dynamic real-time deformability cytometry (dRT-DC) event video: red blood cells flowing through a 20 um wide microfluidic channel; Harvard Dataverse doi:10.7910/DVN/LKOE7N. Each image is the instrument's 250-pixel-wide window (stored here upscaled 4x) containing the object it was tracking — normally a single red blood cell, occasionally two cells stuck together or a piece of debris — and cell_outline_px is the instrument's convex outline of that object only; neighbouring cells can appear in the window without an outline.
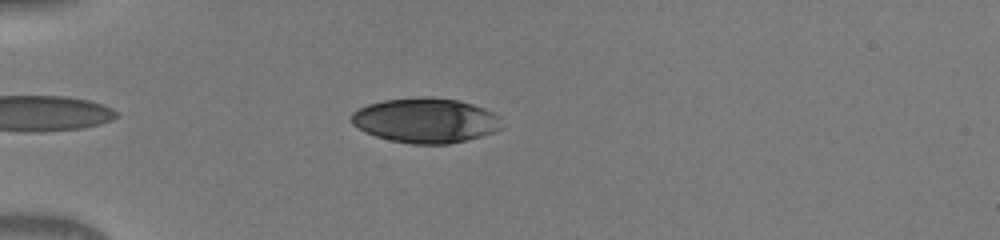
{"species": "human", "species_latin": "Homo sapiens", "temperature_condition": "warm", "stored_images_in_passage": 34, "camera_frame_rate_fps": 3000, "um_per_image_px": 0.085, "donor": {"sex": "male"}, "frame": {"image": 1, "passage_image": 3, "time_ms": 0.667, "image_size_px": [1000, 240], "cell_outline_px": [[504, 128], [496, 132], [468, 140], [448, 144], [412, 144], [392, 140], [376, 136], [364, 132], [352, 124], [352, 112], [368, 104], [384, 100], [416, 96], [428, 96], [460, 100], [496, 112], [500, 116]], "centroid_in_image_um": [36.24, 10.23], "position_along_channel_um": 48.8, "area_um2": 39.88}}
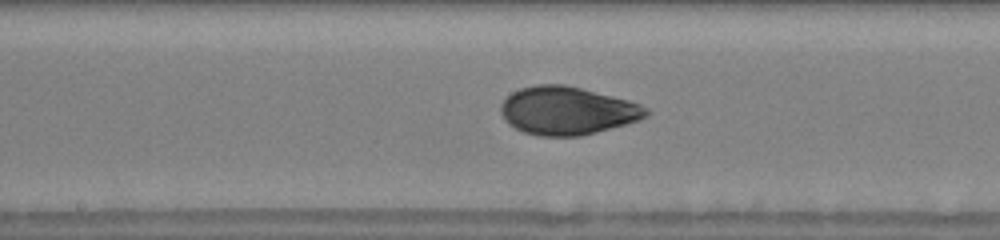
{"frame": {"image": 2, "passage_image": 16, "time_ms": 5.0, "image_size_px": [1000, 240], "cell_outline_px": [[648, 116], [640, 120], [580, 136], [540, 136], [524, 132], [508, 124], [504, 120], [500, 112], [500, 104], [512, 92], [520, 88], [536, 84], [564, 84], [628, 100], [640, 104], [648, 108]], "centroid_in_image_um": [48.19, 9.4], "position_along_channel_um": 200.0, "area_um2": 40.63}}
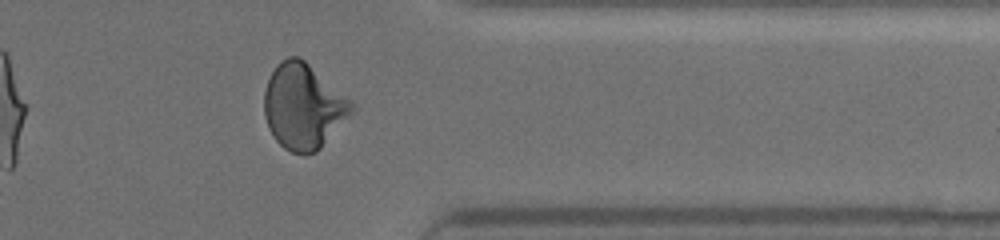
{"frame": {"image": 3, "passage_image": 30, "time_ms": 9.667, "image_size_px": [1000, 240], "cell_outline_px": [[356, 108], [320, 148], [316, 152], [292, 152], [284, 148], [276, 140], [268, 128], [264, 116], [264, 92], [268, 80], [276, 64], [288, 56], [300, 56], [352, 100]], "centroid_in_image_um": [25.78, 9.01], "position_along_channel_um": 385.6, "area_um2": 43.23}}